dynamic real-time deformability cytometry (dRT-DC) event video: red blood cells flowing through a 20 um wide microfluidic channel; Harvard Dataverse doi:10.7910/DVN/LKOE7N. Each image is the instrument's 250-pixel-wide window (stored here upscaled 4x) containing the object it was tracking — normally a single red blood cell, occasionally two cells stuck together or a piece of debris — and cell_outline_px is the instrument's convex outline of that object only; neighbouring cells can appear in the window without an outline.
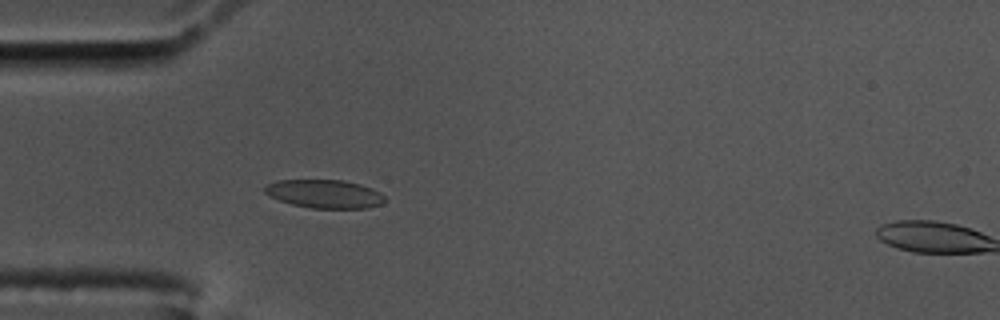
{"species": "common noctule bat (a hibernating species)", "species_latin": "Nyctalus noctula", "temperature_condition": "cold", "stored_images_in_passage": 45, "camera_frame_rate_fps": 3000, "um_per_image_px": 0.085, "animal": {"sex": "male", "body_mass_g": 17.5, "forearm_length_mm": 52.3}, "frame": {"image": 1, "passage_image": 4, "time_ms": 1.0, "image_size_px": [1000, 320], "cell_outline_px": [[384, 200], [380, 204], [368, 208], [312, 208], [292, 204], [268, 196], [264, 192], [264, 188], [268, 184], [280, 180], [344, 180], [360, 184], [372, 188], [380, 192], [384, 196]], "centroid_in_image_um": [27.59, 16.48], "position_along_channel_um": 57.4, "area_um2": 19.77}}
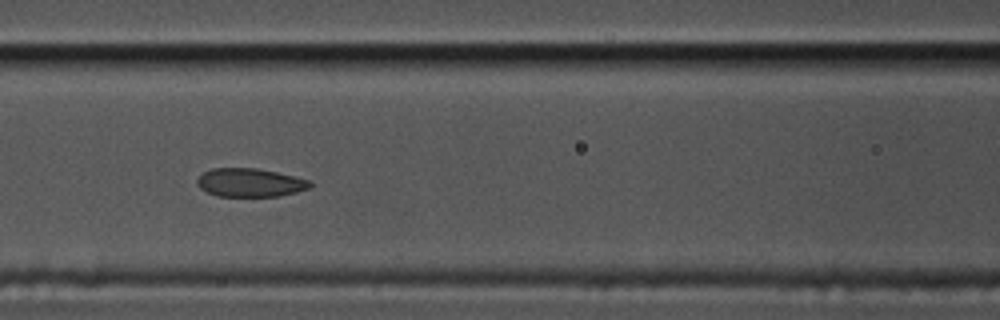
{"frame": {"image": 2, "passage_image": 12, "time_ms": 3.667, "image_size_px": [1000, 320], "cell_outline_px": [[312, 188], [280, 196], [216, 196], [200, 188], [196, 184], [196, 180], [204, 172], [212, 168], [256, 168], [296, 176], [312, 180]], "centroid_in_image_um": [21.29, 15.52], "position_along_channel_um": 145.3, "area_um2": 18.9}}
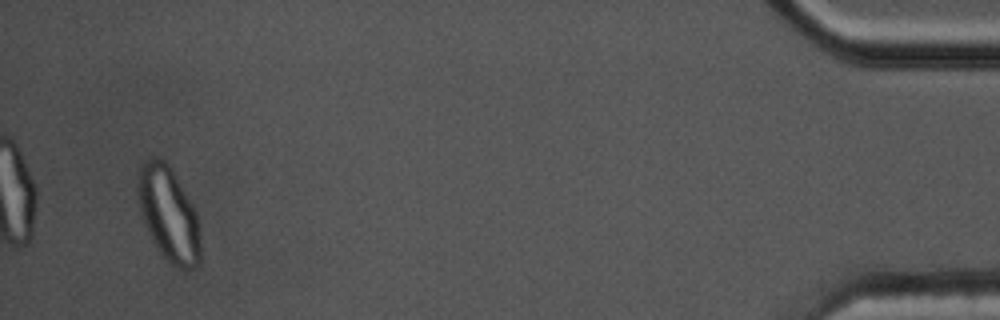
{"frame": {"image": 3, "passage_image": 43, "time_ms": 14.0, "image_size_px": [1000, 320], "cell_outline_px": [[200, 264], [196, 268], [176, 268], [156, 248], [144, 224], [140, 212], [136, 188], [136, 184], [140, 164], [144, 160], [152, 156], [156, 156], [164, 160], [172, 168], [196, 212], [200, 244]], "centroid_in_image_um": [14.29, 18.16], "position_along_channel_um": 420.9, "area_um2": 34.74}}